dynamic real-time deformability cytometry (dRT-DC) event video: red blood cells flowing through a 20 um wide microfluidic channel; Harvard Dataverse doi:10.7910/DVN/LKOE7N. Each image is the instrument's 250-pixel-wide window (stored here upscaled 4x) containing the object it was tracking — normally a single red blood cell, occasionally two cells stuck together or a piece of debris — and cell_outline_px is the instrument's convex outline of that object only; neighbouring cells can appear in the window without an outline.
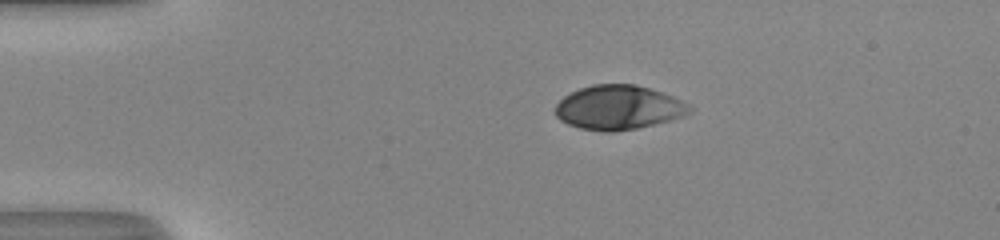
{"species": "human", "species_latin": "Homo sapiens", "temperature_condition": "room temperature", "stored_images_in_passage": 41, "camera_frame_rate_fps": 3000, "um_per_image_px": 0.085, "donor": {"sex": "male"}, "frame": {"image": 1, "passage_image": 1, "time_ms": 0.0, "image_size_px": [1000, 240], "cell_outline_px": [[692, 112], [684, 116], [636, 128], [612, 132], [604, 132], [580, 128], [568, 124], [560, 120], [556, 116], [556, 104], [564, 96], [580, 88], [592, 84], [636, 84], [672, 96], [692, 104]], "centroid_in_image_um": [52.58, 9.13], "position_along_channel_um": 32.4, "area_um2": 34.56}}
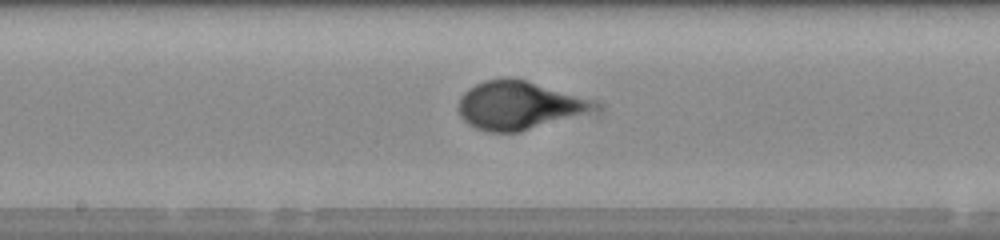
{"frame": {"image": 2, "passage_image": 18, "time_ms": 5.667, "image_size_px": [1000, 240], "cell_outline_px": [[592, 104], [584, 112], [520, 132], [488, 132], [476, 128], [468, 124], [460, 116], [460, 96], [468, 88], [484, 80], [504, 76], [524, 80], [592, 100]], "centroid_in_image_um": [43.92, 8.94], "position_along_channel_um": 204.3, "area_um2": 36.88}}
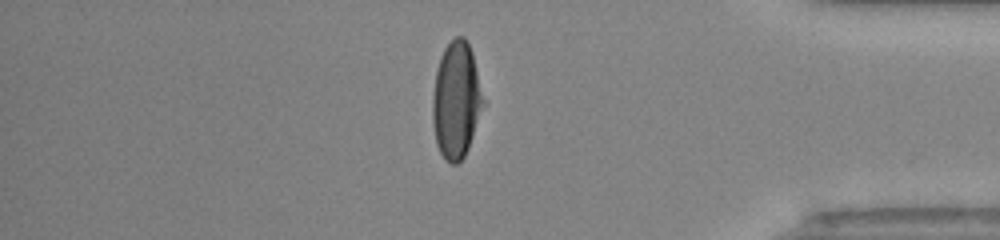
{"frame": {"image": 3, "passage_image": 34, "time_ms": 11.0, "image_size_px": [1000, 240], "cell_outline_px": [[484, 104], [468, 148], [464, 156], [456, 164], [452, 164], [440, 152], [436, 144], [432, 120], [432, 96], [436, 72], [440, 56], [444, 48], [456, 36], [464, 36], [472, 52], [484, 100]], "centroid_in_image_um": [38.76, 8.5], "position_along_channel_um": 396.4, "area_um2": 34.1}, "authors_computed_cell_mechanics": {"area_um2": 35.6048, "velocity_mm_per_s": 4.1152, "shape_relaxation_time_tau1_ms": 3.7441, "shape_relaxation_time_tau2_ms": null, "deformation_change_tau1": 0.2353, "deformation_change_tau2": null}}